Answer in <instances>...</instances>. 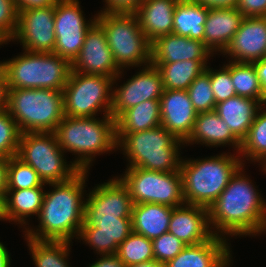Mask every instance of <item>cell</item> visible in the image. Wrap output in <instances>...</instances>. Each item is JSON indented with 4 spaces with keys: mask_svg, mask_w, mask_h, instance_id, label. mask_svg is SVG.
Listing matches in <instances>:
<instances>
[{
    "mask_svg": "<svg viewBox=\"0 0 266 267\" xmlns=\"http://www.w3.org/2000/svg\"><path fill=\"white\" fill-rule=\"evenodd\" d=\"M154 259L166 264L175 258L186 244L170 232L163 233L158 238L152 240Z\"/></svg>",
    "mask_w": 266,
    "mask_h": 267,
    "instance_id": "40",
    "label": "cell"
},
{
    "mask_svg": "<svg viewBox=\"0 0 266 267\" xmlns=\"http://www.w3.org/2000/svg\"><path fill=\"white\" fill-rule=\"evenodd\" d=\"M6 246L0 241V267H11V254Z\"/></svg>",
    "mask_w": 266,
    "mask_h": 267,
    "instance_id": "50",
    "label": "cell"
},
{
    "mask_svg": "<svg viewBox=\"0 0 266 267\" xmlns=\"http://www.w3.org/2000/svg\"><path fill=\"white\" fill-rule=\"evenodd\" d=\"M123 173L118 177L127 186L133 205L156 203L177 207L185 204L180 170L159 172L126 168Z\"/></svg>",
    "mask_w": 266,
    "mask_h": 267,
    "instance_id": "11",
    "label": "cell"
},
{
    "mask_svg": "<svg viewBox=\"0 0 266 267\" xmlns=\"http://www.w3.org/2000/svg\"><path fill=\"white\" fill-rule=\"evenodd\" d=\"M245 166L208 208L211 232L228 241L233 236H261L266 228V199L244 171Z\"/></svg>",
    "mask_w": 266,
    "mask_h": 267,
    "instance_id": "1",
    "label": "cell"
},
{
    "mask_svg": "<svg viewBox=\"0 0 266 267\" xmlns=\"http://www.w3.org/2000/svg\"><path fill=\"white\" fill-rule=\"evenodd\" d=\"M209 8L194 0H179L173 14L172 33L203 41Z\"/></svg>",
    "mask_w": 266,
    "mask_h": 267,
    "instance_id": "30",
    "label": "cell"
},
{
    "mask_svg": "<svg viewBox=\"0 0 266 267\" xmlns=\"http://www.w3.org/2000/svg\"><path fill=\"white\" fill-rule=\"evenodd\" d=\"M187 92L197 113L215 109L216 102L211 88L210 75L206 71L194 79Z\"/></svg>",
    "mask_w": 266,
    "mask_h": 267,
    "instance_id": "37",
    "label": "cell"
},
{
    "mask_svg": "<svg viewBox=\"0 0 266 267\" xmlns=\"http://www.w3.org/2000/svg\"><path fill=\"white\" fill-rule=\"evenodd\" d=\"M18 23V10L14 0H0V39L10 42Z\"/></svg>",
    "mask_w": 266,
    "mask_h": 267,
    "instance_id": "41",
    "label": "cell"
},
{
    "mask_svg": "<svg viewBox=\"0 0 266 267\" xmlns=\"http://www.w3.org/2000/svg\"><path fill=\"white\" fill-rule=\"evenodd\" d=\"M117 150L127 159V168L177 172L184 142L162 125L136 133L116 134Z\"/></svg>",
    "mask_w": 266,
    "mask_h": 267,
    "instance_id": "5",
    "label": "cell"
},
{
    "mask_svg": "<svg viewBox=\"0 0 266 267\" xmlns=\"http://www.w3.org/2000/svg\"><path fill=\"white\" fill-rule=\"evenodd\" d=\"M79 0H57L55 4L54 53L71 63L79 55L86 32L96 22L97 14L86 19ZM87 20V21H86Z\"/></svg>",
    "mask_w": 266,
    "mask_h": 267,
    "instance_id": "13",
    "label": "cell"
},
{
    "mask_svg": "<svg viewBox=\"0 0 266 267\" xmlns=\"http://www.w3.org/2000/svg\"><path fill=\"white\" fill-rule=\"evenodd\" d=\"M227 239L213 235L208 241L186 247L164 267H231L233 255Z\"/></svg>",
    "mask_w": 266,
    "mask_h": 267,
    "instance_id": "19",
    "label": "cell"
},
{
    "mask_svg": "<svg viewBox=\"0 0 266 267\" xmlns=\"http://www.w3.org/2000/svg\"><path fill=\"white\" fill-rule=\"evenodd\" d=\"M0 221H6L5 200H4V196L1 193H0Z\"/></svg>",
    "mask_w": 266,
    "mask_h": 267,
    "instance_id": "52",
    "label": "cell"
},
{
    "mask_svg": "<svg viewBox=\"0 0 266 267\" xmlns=\"http://www.w3.org/2000/svg\"><path fill=\"white\" fill-rule=\"evenodd\" d=\"M179 0H143L135 12L140 28L150 42L171 34L173 14Z\"/></svg>",
    "mask_w": 266,
    "mask_h": 267,
    "instance_id": "25",
    "label": "cell"
},
{
    "mask_svg": "<svg viewBox=\"0 0 266 267\" xmlns=\"http://www.w3.org/2000/svg\"><path fill=\"white\" fill-rule=\"evenodd\" d=\"M222 152L205 158H184L180 163L185 204L209 208L244 165L235 153ZM235 155V156H234Z\"/></svg>",
    "mask_w": 266,
    "mask_h": 267,
    "instance_id": "4",
    "label": "cell"
},
{
    "mask_svg": "<svg viewBox=\"0 0 266 267\" xmlns=\"http://www.w3.org/2000/svg\"><path fill=\"white\" fill-rule=\"evenodd\" d=\"M131 233L132 220H109L95 226H82L77 239L95 250L94 254L112 255Z\"/></svg>",
    "mask_w": 266,
    "mask_h": 267,
    "instance_id": "24",
    "label": "cell"
},
{
    "mask_svg": "<svg viewBox=\"0 0 266 267\" xmlns=\"http://www.w3.org/2000/svg\"><path fill=\"white\" fill-rule=\"evenodd\" d=\"M207 61L209 60H185L153 65L161 73L164 89L187 90L194 79L205 71Z\"/></svg>",
    "mask_w": 266,
    "mask_h": 267,
    "instance_id": "31",
    "label": "cell"
},
{
    "mask_svg": "<svg viewBox=\"0 0 266 267\" xmlns=\"http://www.w3.org/2000/svg\"><path fill=\"white\" fill-rule=\"evenodd\" d=\"M238 155L244 165L250 161V163L256 164L257 162L259 166L266 167V103L258 109L253 124L246 137L241 141Z\"/></svg>",
    "mask_w": 266,
    "mask_h": 267,
    "instance_id": "32",
    "label": "cell"
},
{
    "mask_svg": "<svg viewBox=\"0 0 266 267\" xmlns=\"http://www.w3.org/2000/svg\"><path fill=\"white\" fill-rule=\"evenodd\" d=\"M193 144L205 145L209 148L229 145L237 154L241 147V141L214 110L197 113L192 131L184 141V147Z\"/></svg>",
    "mask_w": 266,
    "mask_h": 267,
    "instance_id": "23",
    "label": "cell"
},
{
    "mask_svg": "<svg viewBox=\"0 0 266 267\" xmlns=\"http://www.w3.org/2000/svg\"><path fill=\"white\" fill-rule=\"evenodd\" d=\"M6 44H8V42H3L1 39H0V46H2V45H6Z\"/></svg>",
    "mask_w": 266,
    "mask_h": 267,
    "instance_id": "53",
    "label": "cell"
},
{
    "mask_svg": "<svg viewBox=\"0 0 266 267\" xmlns=\"http://www.w3.org/2000/svg\"><path fill=\"white\" fill-rule=\"evenodd\" d=\"M96 22L104 30L120 70L151 63V42L140 28L136 13H97Z\"/></svg>",
    "mask_w": 266,
    "mask_h": 267,
    "instance_id": "8",
    "label": "cell"
},
{
    "mask_svg": "<svg viewBox=\"0 0 266 267\" xmlns=\"http://www.w3.org/2000/svg\"><path fill=\"white\" fill-rule=\"evenodd\" d=\"M116 255L125 266L155 260L152 240L134 232L118 246Z\"/></svg>",
    "mask_w": 266,
    "mask_h": 267,
    "instance_id": "35",
    "label": "cell"
},
{
    "mask_svg": "<svg viewBox=\"0 0 266 267\" xmlns=\"http://www.w3.org/2000/svg\"><path fill=\"white\" fill-rule=\"evenodd\" d=\"M231 79L236 95L256 99L261 104L266 103V98L253 63H237L231 61Z\"/></svg>",
    "mask_w": 266,
    "mask_h": 267,
    "instance_id": "34",
    "label": "cell"
},
{
    "mask_svg": "<svg viewBox=\"0 0 266 267\" xmlns=\"http://www.w3.org/2000/svg\"><path fill=\"white\" fill-rule=\"evenodd\" d=\"M236 8L244 17H266V0H238Z\"/></svg>",
    "mask_w": 266,
    "mask_h": 267,
    "instance_id": "43",
    "label": "cell"
},
{
    "mask_svg": "<svg viewBox=\"0 0 266 267\" xmlns=\"http://www.w3.org/2000/svg\"><path fill=\"white\" fill-rule=\"evenodd\" d=\"M105 4L98 13H135L143 0H103Z\"/></svg>",
    "mask_w": 266,
    "mask_h": 267,
    "instance_id": "42",
    "label": "cell"
},
{
    "mask_svg": "<svg viewBox=\"0 0 266 267\" xmlns=\"http://www.w3.org/2000/svg\"><path fill=\"white\" fill-rule=\"evenodd\" d=\"M222 54L237 63H254L266 58V17H244Z\"/></svg>",
    "mask_w": 266,
    "mask_h": 267,
    "instance_id": "17",
    "label": "cell"
},
{
    "mask_svg": "<svg viewBox=\"0 0 266 267\" xmlns=\"http://www.w3.org/2000/svg\"><path fill=\"white\" fill-rule=\"evenodd\" d=\"M71 64L72 71L82 74L115 78L121 71L115 64L105 32L97 22L86 32L80 53Z\"/></svg>",
    "mask_w": 266,
    "mask_h": 267,
    "instance_id": "16",
    "label": "cell"
},
{
    "mask_svg": "<svg viewBox=\"0 0 266 267\" xmlns=\"http://www.w3.org/2000/svg\"><path fill=\"white\" fill-rule=\"evenodd\" d=\"M253 64L255 65L264 97L266 98V58L256 61Z\"/></svg>",
    "mask_w": 266,
    "mask_h": 267,
    "instance_id": "48",
    "label": "cell"
},
{
    "mask_svg": "<svg viewBox=\"0 0 266 267\" xmlns=\"http://www.w3.org/2000/svg\"><path fill=\"white\" fill-rule=\"evenodd\" d=\"M243 19L244 15L236 7L209 8L205 21L204 45L213 55L222 54L238 31Z\"/></svg>",
    "mask_w": 266,
    "mask_h": 267,
    "instance_id": "22",
    "label": "cell"
},
{
    "mask_svg": "<svg viewBox=\"0 0 266 267\" xmlns=\"http://www.w3.org/2000/svg\"><path fill=\"white\" fill-rule=\"evenodd\" d=\"M173 207L140 203L132 207V232L153 240L168 232Z\"/></svg>",
    "mask_w": 266,
    "mask_h": 267,
    "instance_id": "28",
    "label": "cell"
},
{
    "mask_svg": "<svg viewBox=\"0 0 266 267\" xmlns=\"http://www.w3.org/2000/svg\"><path fill=\"white\" fill-rule=\"evenodd\" d=\"M168 232L186 245H197L208 241L213 236L208 209L192 204L173 207Z\"/></svg>",
    "mask_w": 266,
    "mask_h": 267,
    "instance_id": "20",
    "label": "cell"
},
{
    "mask_svg": "<svg viewBox=\"0 0 266 267\" xmlns=\"http://www.w3.org/2000/svg\"><path fill=\"white\" fill-rule=\"evenodd\" d=\"M38 173L17 155L8 158L7 190L46 187Z\"/></svg>",
    "mask_w": 266,
    "mask_h": 267,
    "instance_id": "36",
    "label": "cell"
},
{
    "mask_svg": "<svg viewBox=\"0 0 266 267\" xmlns=\"http://www.w3.org/2000/svg\"><path fill=\"white\" fill-rule=\"evenodd\" d=\"M55 5L18 11V23L10 42H18L24 51L54 53Z\"/></svg>",
    "mask_w": 266,
    "mask_h": 267,
    "instance_id": "15",
    "label": "cell"
},
{
    "mask_svg": "<svg viewBox=\"0 0 266 267\" xmlns=\"http://www.w3.org/2000/svg\"><path fill=\"white\" fill-rule=\"evenodd\" d=\"M54 134L64 153L75 155L72 162L79 170H90L95 157L117 150L115 119L64 116ZM77 157V158H76Z\"/></svg>",
    "mask_w": 266,
    "mask_h": 267,
    "instance_id": "3",
    "label": "cell"
},
{
    "mask_svg": "<svg viewBox=\"0 0 266 267\" xmlns=\"http://www.w3.org/2000/svg\"><path fill=\"white\" fill-rule=\"evenodd\" d=\"M7 163L8 158L0 157V193L4 197L7 190Z\"/></svg>",
    "mask_w": 266,
    "mask_h": 267,
    "instance_id": "49",
    "label": "cell"
},
{
    "mask_svg": "<svg viewBox=\"0 0 266 267\" xmlns=\"http://www.w3.org/2000/svg\"><path fill=\"white\" fill-rule=\"evenodd\" d=\"M8 88H44L62 91L69 79L71 62L55 53L27 52L0 61Z\"/></svg>",
    "mask_w": 266,
    "mask_h": 267,
    "instance_id": "6",
    "label": "cell"
},
{
    "mask_svg": "<svg viewBox=\"0 0 266 267\" xmlns=\"http://www.w3.org/2000/svg\"><path fill=\"white\" fill-rule=\"evenodd\" d=\"M44 188L6 190L4 197L6 221L18 224L19 228L23 226L25 231L29 227L30 216L39 215L46 191Z\"/></svg>",
    "mask_w": 266,
    "mask_h": 267,
    "instance_id": "27",
    "label": "cell"
},
{
    "mask_svg": "<svg viewBox=\"0 0 266 267\" xmlns=\"http://www.w3.org/2000/svg\"><path fill=\"white\" fill-rule=\"evenodd\" d=\"M88 170H80L71 179L47 184L39 212V225L27 227L24 236L41 241H67L77 239L83 225L88 181Z\"/></svg>",
    "mask_w": 266,
    "mask_h": 267,
    "instance_id": "2",
    "label": "cell"
},
{
    "mask_svg": "<svg viewBox=\"0 0 266 267\" xmlns=\"http://www.w3.org/2000/svg\"><path fill=\"white\" fill-rule=\"evenodd\" d=\"M205 71L210 75L211 88L216 104L236 96L235 88L231 79L230 60L227 61V64H223L219 70L213 69L208 65Z\"/></svg>",
    "mask_w": 266,
    "mask_h": 267,
    "instance_id": "39",
    "label": "cell"
},
{
    "mask_svg": "<svg viewBox=\"0 0 266 267\" xmlns=\"http://www.w3.org/2000/svg\"><path fill=\"white\" fill-rule=\"evenodd\" d=\"M7 110L21 134L54 132L65 116L63 92L44 88L9 89Z\"/></svg>",
    "mask_w": 266,
    "mask_h": 267,
    "instance_id": "7",
    "label": "cell"
},
{
    "mask_svg": "<svg viewBox=\"0 0 266 267\" xmlns=\"http://www.w3.org/2000/svg\"><path fill=\"white\" fill-rule=\"evenodd\" d=\"M126 267H164V264L161 262H158L157 260H151V261L143 262L140 264L129 265Z\"/></svg>",
    "mask_w": 266,
    "mask_h": 267,
    "instance_id": "51",
    "label": "cell"
},
{
    "mask_svg": "<svg viewBox=\"0 0 266 267\" xmlns=\"http://www.w3.org/2000/svg\"><path fill=\"white\" fill-rule=\"evenodd\" d=\"M161 125L183 142L197 117L187 90L164 89L160 97Z\"/></svg>",
    "mask_w": 266,
    "mask_h": 267,
    "instance_id": "18",
    "label": "cell"
},
{
    "mask_svg": "<svg viewBox=\"0 0 266 267\" xmlns=\"http://www.w3.org/2000/svg\"><path fill=\"white\" fill-rule=\"evenodd\" d=\"M123 73L125 71L121 70L113 81L111 116L115 120L127 109L143 101L160 99L164 91L161 73L151 63L140 67L139 72L119 86L118 80L121 81Z\"/></svg>",
    "mask_w": 266,
    "mask_h": 267,
    "instance_id": "14",
    "label": "cell"
},
{
    "mask_svg": "<svg viewBox=\"0 0 266 267\" xmlns=\"http://www.w3.org/2000/svg\"><path fill=\"white\" fill-rule=\"evenodd\" d=\"M64 155L54 132L20 135L17 156L38 173L44 184L67 181L80 171L72 161L67 162Z\"/></svg>",
    "mask_w": 266,
    "mask_h": 267,
    "instance_id": "9",
    "label": "cell"
},
{
    "mask_svg": "<svg viewBox=\"0 0 266 267\" xmlns=\"http://www.w3.org/2000/svg\"><path fill=\"white\" fill-rule=\"evenodd\" d=\"M35 267H71L68 262L71 242L41 241L23 236Z\"/></svg>",
    "mask_w": 266,
    "mask_h": 267,
    "instance_id": "33",
    "label": "cell"
},
{
    "mask_svg": "<svg viewBox=\"0 0 266 267\" xmlns=\"http://www.w3.org/2000/svg\"><path fill=\"white\" fill-rule=\"evenodd\" d=\"M113 77L82 74L71 70L63 88L64 115L96 117L111 115ZM99 111V112H98Z\"/></svg>",
    "mask_w": 266,
    "mask_h": 267,
    "instance_id": "10",
    "label": "cell"
},
{
    "mask_svg": "<svg viewBox=\"0 0 266 267\" xmlns=\"http://www.w3.org/2000/svg\"><path fill=\"white\" fill-rule=\"evenodd\" d=\"M57 0H14L17 10L55 5Z\"/></svg>",
    "mask_w": 266,
    "mask_h": 267,
    "instance_id": "45",
    "label": "cell"
},
{
    "mask_svg": "<svg viewBox=\"0 0 266 267\" xmlns=\"http://www.w3.org/2000/svg\"><path fill=\"white\" fill-rule=\"evenodd\" d=\"M214 55L203 41L174 33L157 37L151 42V64L185 60H210Z\"/></svg>",
    "mask_w": 266,
    "mask_h": 267,
    "instance_id": "21",
    "label": "cell"
},
{
    "mask_svg": "<svg viewBox=\"0 0 266 267\" xmlns=\"http://www.w3.org/2000/svg\"><path fill=\"white\" fill-rule=\"evenodd\" d=\"M112 177L87 193L82 226H95L100 221L132 220L129 190L118 176Z\"/></svg>",
    "mask_w": 266,
    "mask_h": 267,
    "instance_id": "12",
    "label": "cell"
},
{
    "mask_svg": "<svg viewBox=\"0 0 266 267\" xmlns=\"http://www.w3.org/2000/svg\"><path fill=\"white\" fill-rule=\"evenodd\" d=\"M208 8L236 7L238 0H194Z\"/></svg>",
    "mask_w": 266,
    "mask_h": 267,
    "instance_id": "47",
    "label": "cell"
},
{
    "mask_svg": "<svg viewBox=\"0 0 266 267\" xmlns=\"http://www.w3.org/2000/svg\"><path fill=\"white\" fill-rule=\"evenodd\" d=\"M160 125V99L143 101L127 109L115 120L116 134L136 133Z\"/></svg>",
    "mask_w": 266,
    "mask_h": 267,
    "instance_id": "29",
    "label": "cell"
},
{
    "mask_svg": "<svg viewBox=\"0 0 266 267\" xmlns=\"http://www.w3.org/2000/svg\"><path fill=\"white\" fill-rule=\"evenodd\" d=\"M9 88L4 69L0 66V111L8 108Z\"/></svg>",
    "mask_w": 266,
    "mask_h": 267,
    "instance_id": "46",
    "label": "cell"
},
{
    "mask_svg": "<svg viewBox=\"0 0 266 267\" xmlns=\"http://www.w3.org/2000/svg\"><path fill=\"white\" fill-rule=\"evenodd\" d=\"M21 132L8 110L0 111V157L17 155Z\"/></svg>",
    "mask_w": 266,
    "mask_h": 267,
    "instance_id": "38",
    "label": "cell"
},
{
    "mask_svg": "<svg viewBox=\"0 0 266 267\" xmlns=\"http://www.w3.org/2000/svg\"><path fill=\"white\" fill-rule=\"evenodd\" d=\"M100 257L94 263H89L88 267H126L116 254L100 255Z\"/></svg>",
    "mask_w": 266,
    "mask_h": 267,
    "instance_id": "44",
    "label": "cell"
},
{
    "mask_svg": "<svg viewBox=\"0 0 266 267\" xmlns=\"http://www.w3.org/2000/svg\"><path fill=\"white\" fill-rule=\"evenodd\" d=\"M262 104L256 99L234 96L217 103L214 111L227 123L232 133L242 141Z\"/></svg>",
    "mask_w": 266,
    "mask_h": 267,
    "instance_id": "26",
    "label": "cell"
}]
</instances>
